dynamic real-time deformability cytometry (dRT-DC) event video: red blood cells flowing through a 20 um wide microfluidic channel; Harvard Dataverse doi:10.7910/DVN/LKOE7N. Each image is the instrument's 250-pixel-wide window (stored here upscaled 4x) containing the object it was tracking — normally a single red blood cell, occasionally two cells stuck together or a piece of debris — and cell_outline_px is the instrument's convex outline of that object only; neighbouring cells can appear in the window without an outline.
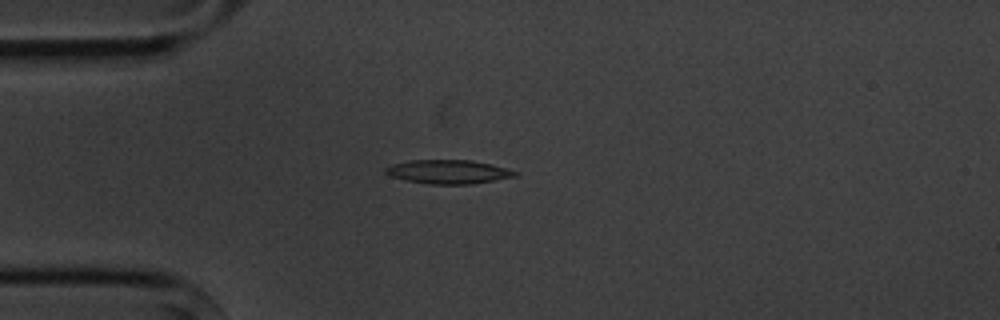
{"species": "common noctule bat (a hibernating species)", "species_latin": "Nyctalus noctula", "temperature_condition": "cold", "stored_images_in_passage": 7, "camera_frame_rate_fps": 3000, "um_per_image_px": 0.085, "animal": {"sex": "male", "body_mass_g": 20.1, "forearm_length_mm": 53.5}, "frame": {"image": 1, "passage_image": 4, "time_ms": 3.667, "image_size_px": [1000, 320], "cell_outline_px": [[516, 176], [472, 184], [428, 184], [404, 180], [392, 176], [384, 172], [384, 168], [392, 164], [412, 160], [472, 160], [492, 164], [516, 172]], "centroid_in_image_um": [38.06, 14.6], "position_along_channel_um": 46.9, "area_um2": 17.86}}
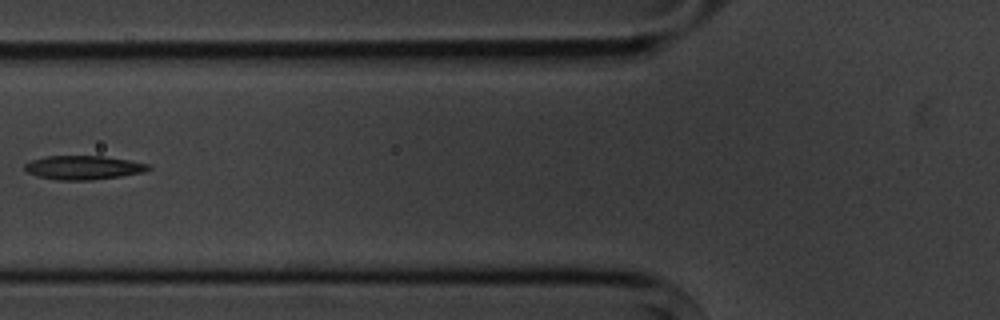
{"frame": {"image": 2, "passage_image": 6, "time_ms": 6.0, "image_size_px": [1000, 320], "cell_outline_px": [[152, 168], [144, 172], [120, 176], [92, 180], [56, 180], [36, 176], [28, 172], [24, 168], [24, 164], [32, 160], [44, 156], [104, 156], [152, 164]], "centroid_in_image_um": [7.1, 14.24], "position_along_channel_um": 118.7, "area_um2": 17.34}}
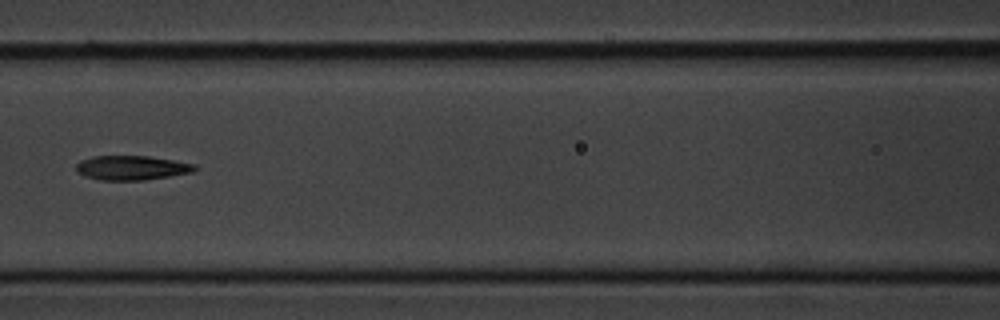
{"frame": {"image": 3, "passage_image": 7, "time_ms": 7.0, "image_size_px": [1000, 320], "cell_outline_px": [[196, 168], [192, 172], [144, 180], [100, 180], [84, 176], [76, 172], [76, 164], [80, 160], [92, 156], [148, 156], [196, 164]], "centroid_in_image_um": [11.14, 14.26], "position_along_channel_um": 155.5, "area_um2": 16.82}}